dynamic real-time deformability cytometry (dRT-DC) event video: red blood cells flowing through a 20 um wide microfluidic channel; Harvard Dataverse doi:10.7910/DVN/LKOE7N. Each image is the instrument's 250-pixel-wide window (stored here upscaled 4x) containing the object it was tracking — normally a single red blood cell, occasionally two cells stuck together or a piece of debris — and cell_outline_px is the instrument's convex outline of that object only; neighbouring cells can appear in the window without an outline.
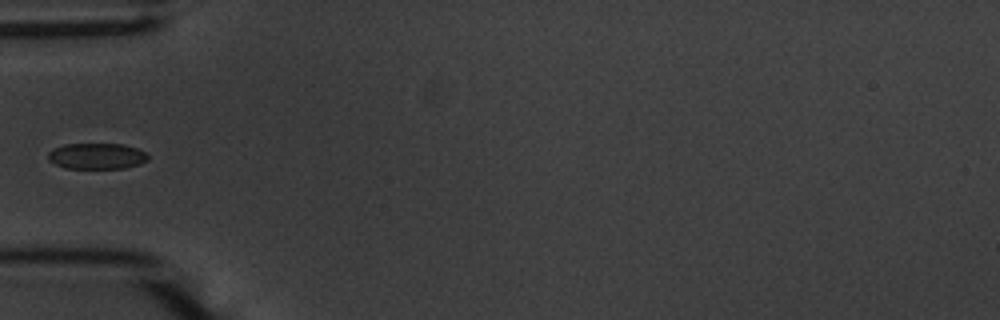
{"species": "common noctule bat (a hibernating species)", "species_latin": "Nyctalus noctula", "temperature_condition": "warm", "stored_images_in_passage": 9, "camera_frame_rate_fps": 3000, "um_per_image_px": 0.085, "animal": {"sex": "male", "body_mass_g": 20.1, "forearm_length_mm": 53.5}, "frame": {"image": 1, "passage_image": 1, "time_ms": 0.0, "image_size_px": [1000, 320], "cell_outline_px": [[148, 160], [140, 164], [124, 168], [64, 168], [48, 160], [48, 152], [52, 148], [64, 144], [124, 144], [136, 148], [144, 152], [148, 156]], "centroid_in_image_um": [8.2, 13.26], "position_along_channel_um": 76.8, "area_um2": 15.14}}